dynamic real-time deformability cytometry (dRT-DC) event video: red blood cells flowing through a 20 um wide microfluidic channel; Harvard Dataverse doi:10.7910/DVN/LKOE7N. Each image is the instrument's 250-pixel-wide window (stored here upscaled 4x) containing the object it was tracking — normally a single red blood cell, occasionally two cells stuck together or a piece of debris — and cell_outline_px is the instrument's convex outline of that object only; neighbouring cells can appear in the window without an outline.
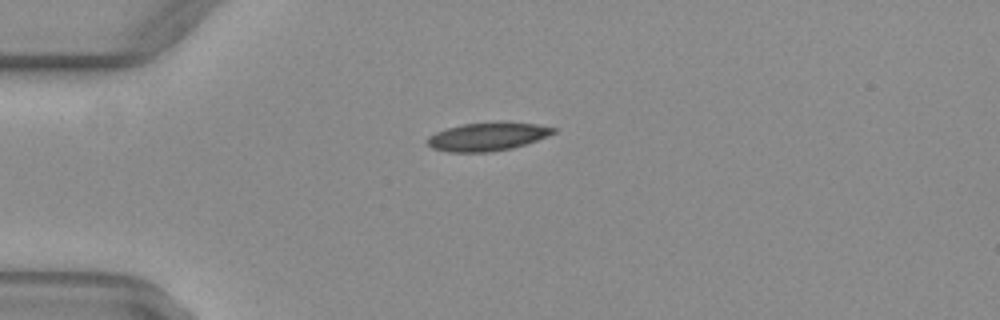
{"species": "common noctule bat (a hibernating species)", "species_latin": "Nyctalus noctula", "temperature_condition": "warm", "stored_images_in_passage": 41, "camera_frame_rate_fps": 3000, "um_per_image_px": 0.085, "animal": {"sex": "female", "body_mass_g": 29.2, "forearm_length_mm": 56.3}, "frame": {"image": 1, "passage_image": 3, "time_ms": 0.667, "image_size_px": [1000, 320], "cell_outline_px": [[556, 132], [536, 140], [512, 148], [488, 152], [448, 152], [432, 148], [428, 144], [428, 136], [436, 132], [448, 128], [464, 124], [500, 120], [536, 124], [556, 128]], "centroid_in_image_um": [41.44, 11.59], "position_along_channel_um": 43.6, "area_um2": 20.87}}
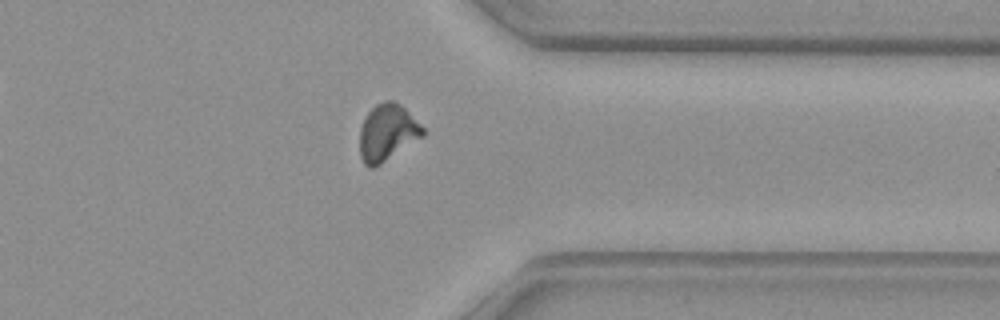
{"frame": {"image": 2, "passage_image": 30, "time_ms": 9.667, "image_size_px": [1000, 320], "cell_outline_px": [[424, 136], [380, 164], [372, 168], [368, 168], [364, 164], [360, 156], [360, 128], [368, 112], [376, 104], [384, 100], [392, 100], [400, 104], [424, 128]], "centroid_in_image_um": [32.91, 11.27], "position_along_channel_um": 378.5, "area_um2": 20.69}}
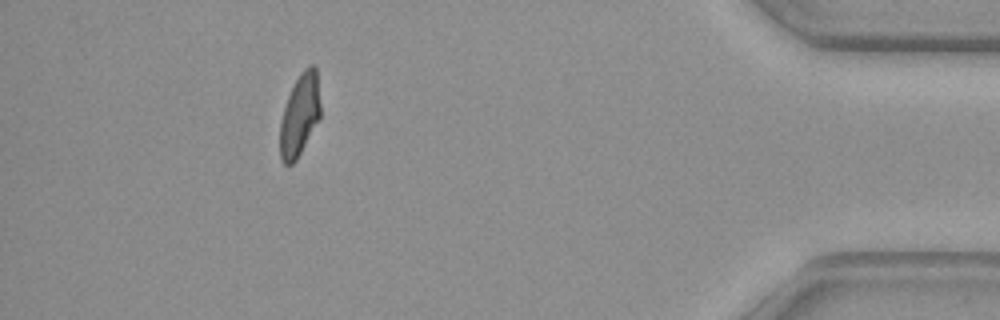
{"frame": {"image": 3, "passage_image": 36, "time_ms": 11.667, "image_size_px": [1000, 320], "cell_outline_px": [[320, 116], [296, 160], [292, 164], [284, 164], [280, 160], [280, 124], [284, 108], [288, 96], [300, 72], [308, 64], [312, 64], [316, 68], [320, 104]], "centroid_in_image_um": [25.46, 9.76], "position_along_channel_um": 409.7, "area_um2": 19.02}, "authors_computed_cell_mechanics": {"area_um2": 20.5768, "velocity_mm_per_s": 4.0796, "shape_relaxation_time_tau1_ms": null, "shape_relaxation_time_tau2_ms": 2.0523, "deformation_change_tau1": null, "deformation_change_tau2": 0.071}}